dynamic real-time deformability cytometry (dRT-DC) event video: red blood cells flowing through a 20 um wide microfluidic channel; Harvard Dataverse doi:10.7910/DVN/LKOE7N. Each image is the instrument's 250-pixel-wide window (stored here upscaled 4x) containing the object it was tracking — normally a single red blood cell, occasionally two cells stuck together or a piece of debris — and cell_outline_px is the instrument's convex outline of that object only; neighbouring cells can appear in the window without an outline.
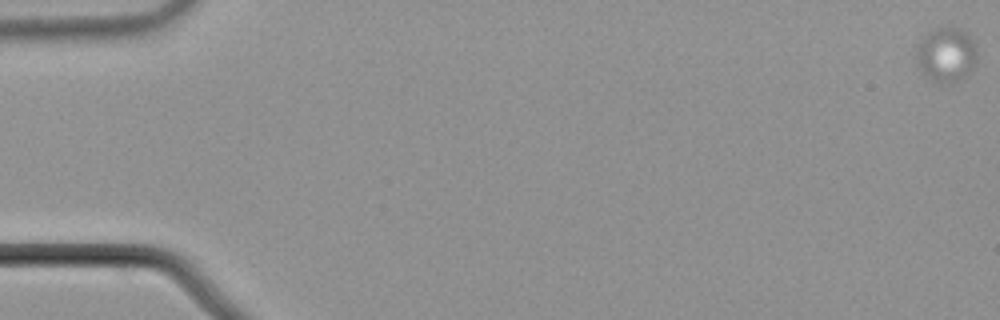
{"species": "common noctule bat (a hibernating species)", "species_latin": "Nyctalus noctula", "temperature_condition": "cold", "stored_images_in_passage": 28, "camera_frame_rate_fps": 3000, "um_per_image_px": 0.085, "animal": {"sex": "male", "body_mass_g": 21.5, "forearm_length_mm": 52.0}, "frame": {"image": 1, "passage_image": 1, "time_ms": 0.0, "image_size_px": [1000, 320], "cell_outline_px": [[976, 60], [968, 76], [960, 80], [948, 84], [944, 84], [932, 80], [916, 64], [916, 48], [924, 36], [928, 32], [936, 28], [952, 24], [964, 32], [976, 44]], "centroid_in_image_um": [80.44, 4.64], "position_along_channel_um": 4.6, "area_um2": 19.54}}
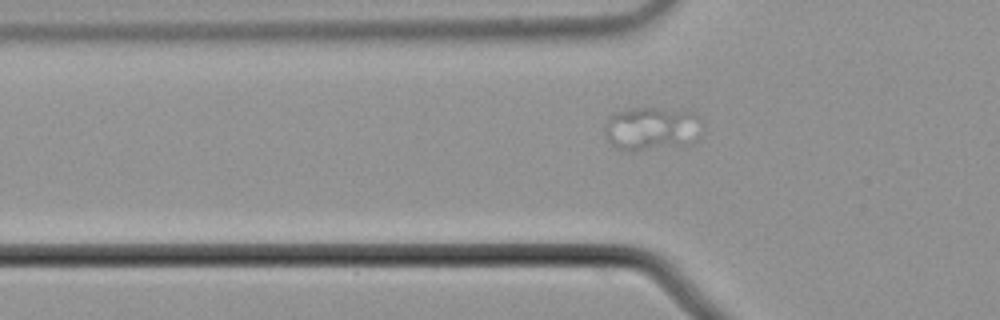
{"frame": {"image": 2, "passage_image": 21, "time_ms": 6.667, "image_size_px": [1000, 320], "cell_outline_px": [[704, 120], [700, 136], [696, 140], [688, 144], [632, 152], [628, 152], [616, 148], [608, 140], [604, 132], [608, 116], [612, 112], [632, 108], [684, 108], [696, 112]], "centroid_in_image_um": [55.46, 10.9], "position_along_channel_um": 70.3, "area_um2": 25.84}}
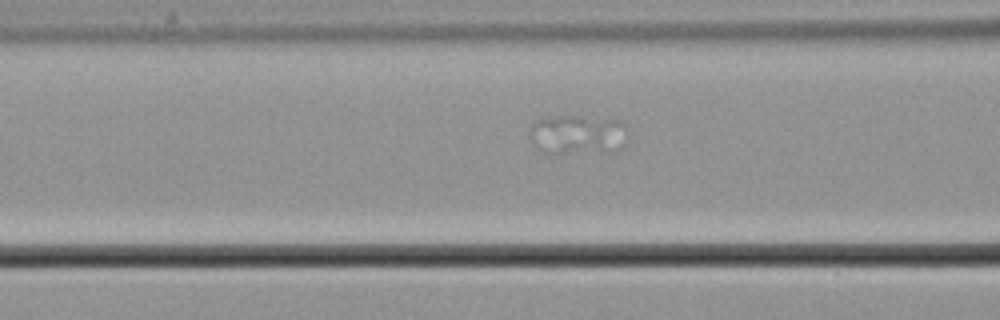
{"frame": {"image": 3, "passage_image": 25, "time_ms": 8.0, "image_size_px": [1000, 320], "cell_outline_px": [[628, 132], [620, 148], [612, 152], [552, 156], [536, 148], [528, 132], [532, 124], [536, 120], [556, 116], [576, 116], [624, 120]], "centroid_in_image_um": [49.1, 11.48], "position_along_channel_um": 117.5, "area_um2": 23.58}}